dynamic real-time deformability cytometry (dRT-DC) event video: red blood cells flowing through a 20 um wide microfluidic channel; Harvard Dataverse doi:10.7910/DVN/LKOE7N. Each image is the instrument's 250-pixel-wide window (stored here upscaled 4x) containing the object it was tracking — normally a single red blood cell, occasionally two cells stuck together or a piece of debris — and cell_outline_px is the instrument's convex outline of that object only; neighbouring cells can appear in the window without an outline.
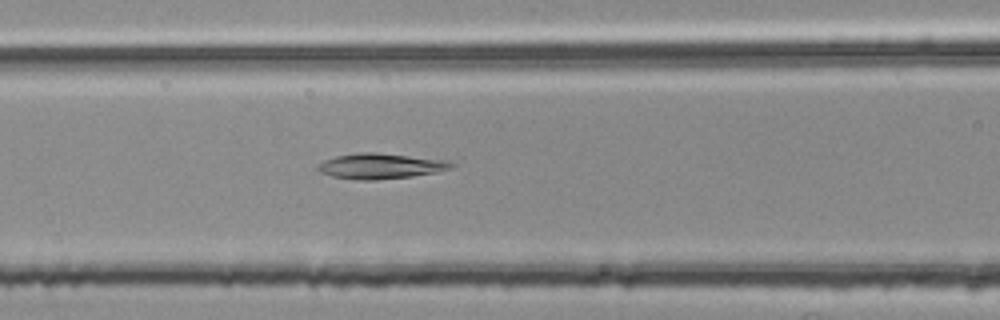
{"species": "common noctule bat (a hibernating species)", "species_latin": "Nyctalus noctula", "temperature_condition": "room temperature", "stored_images_in_passage": 49, "camera_frame_rate_fps": 3000, "um_per_image_px": 0.085, "animal": {"sex": "female", "body_mass_g": 25.1}, "frame": {"image": 1, "passage_image": 18, "time_ms": 5.667, "image_size_px": [1000, 320], "cell_outline_px": [[456, 164], [452, 168], [436, 172], [412, 176], [376, 180], [364, 180], [332, 176], [320, 172], [316, 168], [324, 160], [336, 156], [356, 152], [376, 152], [448, 160]], "centroid_in_image_um": [32.37, 14.1], "position_along_channel_um": 134.2, "area_um2": 19.77}}
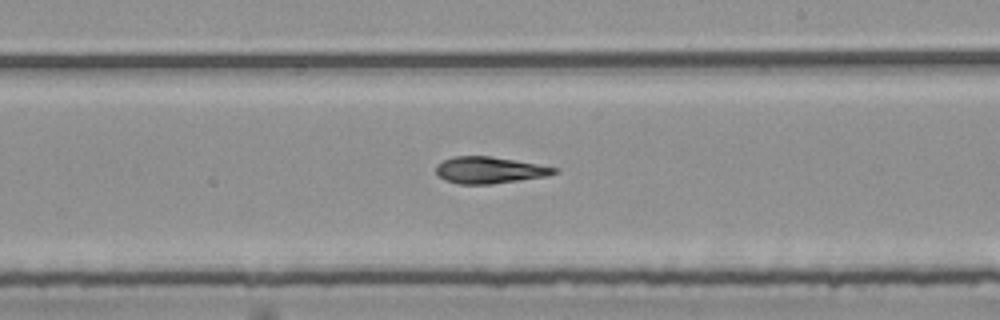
{"frame": {"image": 2, "passage_image": 27, "time_ms": 8.667, "image_size_px": [1000, 320], "cell_outline_px": [[560, 172], [548, 176], [492, 184], [460, 184], [448, 180], [440, 176], [436, 172], [436, 164], [452, 156], [488, 156], [560, 168]], "centroid_in_image_um": [41.64, 14.46], "position_along_channel_um": 247.4, "area_um2": 18.21}}
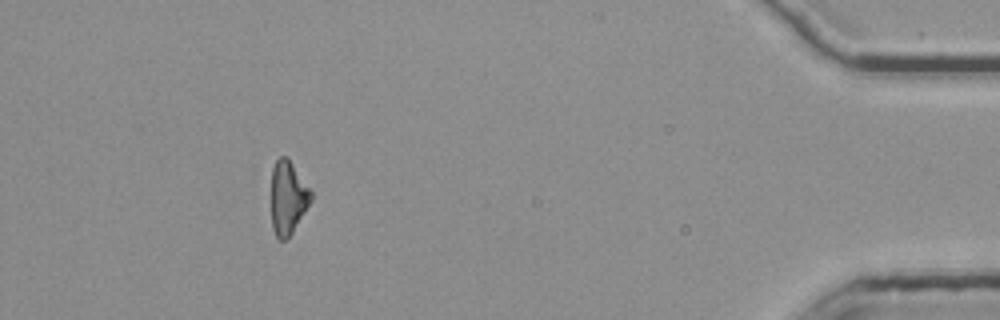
{"frame": {"image": 3, "passage_image": 45, "time_ms": 14.667, "image_size_px": [1000, 320], "cell_outline_px": [[312, 200], [292, 232], [284, 240], [280, 240], [276, 236], [272, 228], [272, 168], [276, 160], [280, 156], [284, 156], [292, 164], [312, 192]], "centroid_in_image_um": [24.46, 16.81], "position_along_channel_um": 410.7, "area_um2": 16.59}, "authors_computed_cell_mechanics": {"area_um2": 18.5538, "velocity_mm_per_s": 3.7755, "shape_relaxation_time_tau1_ms": 8.0564, "shape_relaxation_time_tau2_ms": 4.3734, "deformation_change_tau1": 0.1738, "deformation_change_tau2": 0.1343}}